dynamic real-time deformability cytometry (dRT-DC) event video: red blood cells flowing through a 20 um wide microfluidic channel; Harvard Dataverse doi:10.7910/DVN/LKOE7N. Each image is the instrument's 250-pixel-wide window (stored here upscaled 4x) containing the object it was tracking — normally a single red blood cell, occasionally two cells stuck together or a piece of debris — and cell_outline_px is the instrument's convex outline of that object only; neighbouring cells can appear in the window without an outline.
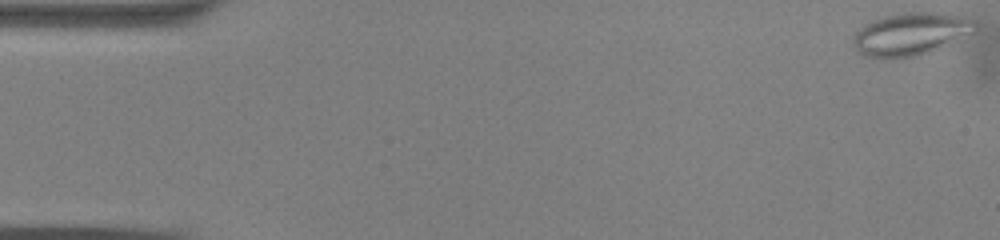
{"species": "common noctule bat (a hibernating species)", "species_latin": "Nyctalus noctula", "temperature_condition": "warm", "stored_images_in_passage": 43, "camera_frame_rate_fps": 3000, "um_per_image_px": 0.085, "animal": {"sex": "male", "body_mass_g": 13.0, "forearm_length_mm": 53.1}, "frame": {"image": 1, "passage_image": 1, "time_ms": 0.0, "image_size_px": [1000, 240], "cell_outline_px": [[980, 32], [940, 48], [916, 56], [884, 60], [864, 56], [852, 44], [852, 36], [864, 24], [872, 20], [884, 16], [904, 12], [944, 12], [964, 16], [976, 20], [980, 24]], "centroid_in_image_um": [77.51, 2.89], "position_along_channel_um": 7.5, "area_um2": 31.56}}
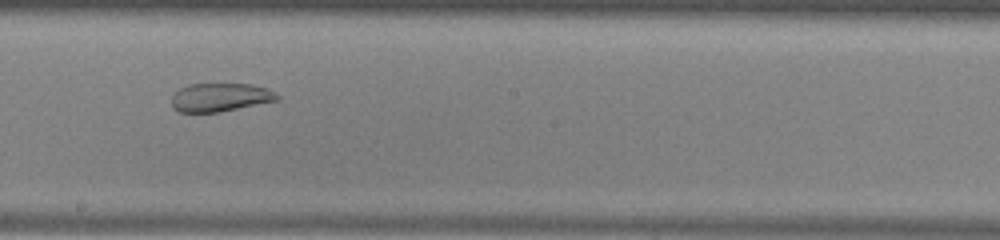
{"frame": {"image": 2, "passage_image": 28, "time_ms": 9.0, "image_size_px": [1000, 240], "cell_outline_px": [[280, 100], [220, 112], [180, 112], [172, 108], [172, 96], [180, 88], [188, 84], [252, 84], [268, 88], [276, 92], [280, 96]], "centroid_in_image_um": [18.76, 8.27], "position_along_channel_um": 229.4, "area_um2": 17.69}}
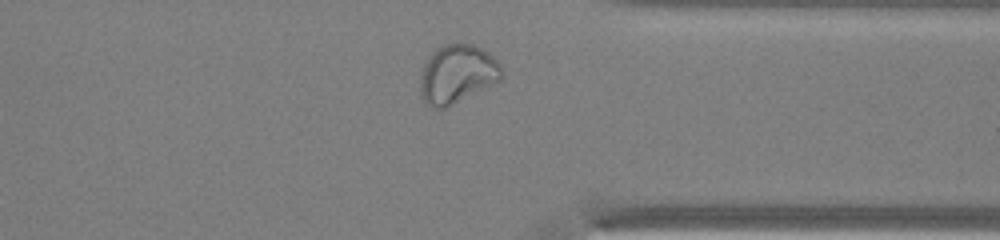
{"frame": {"image": 3, "passage_image": 39, "time_ms": 12.667, "image_size_px": [1000, 240], "cell_outline_px": [[504, 72], [500, 80], [444, 108], [432, 108], [424, 104], [420, 92], [420, 76], [424, 64], [428, 56], [436, 48], [444, 44], [456, 40], [472, 44], [488, 52], [500, 64]], "centroid_in_image_um": [38.83, 6.25], "position_along_channel_um": 372.6, "area_um2": 28.09}, "authors_computed_cell_mechanics": {"area_um2": 26.4724, "velocity_mm_per_s": 4.0216, "shape_relaxation_time_tau1_ms": null, "shape_relaxation_time_tau2_ms": 1.4674, "deformation_change_tau1": null, "deformation_change_tau2": 0.0668}}